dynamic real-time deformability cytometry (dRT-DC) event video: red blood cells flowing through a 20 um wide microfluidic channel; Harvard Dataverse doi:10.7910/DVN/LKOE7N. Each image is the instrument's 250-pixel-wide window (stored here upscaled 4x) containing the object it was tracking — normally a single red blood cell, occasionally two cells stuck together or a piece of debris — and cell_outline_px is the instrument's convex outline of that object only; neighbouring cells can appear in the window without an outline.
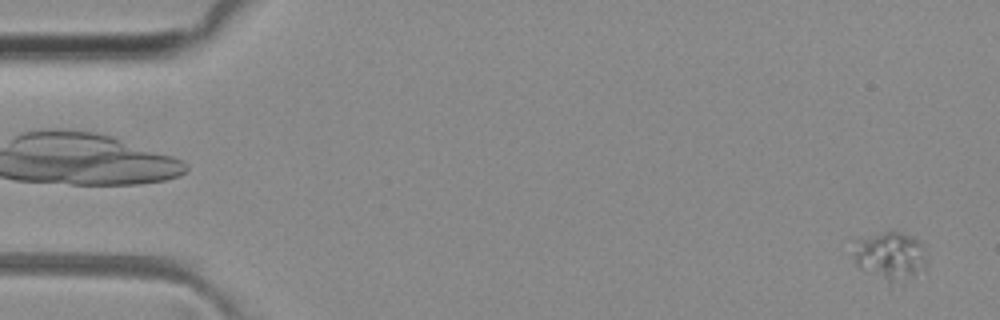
{"species": "common noctule bat (a hibernating species)", "species_latin": "Nyctalus noctula", "temperature_condition": "room temperature", "stored_images_in_passage": 51, "camera_frame_rate_fps": 3000, "um_per_image_px": 0.085, "animal": {"sex": "female", "body_mass_g": 29.2, "forearm_length_mm": 56.3}, "frame": {"image": 1, "passage_image": 2, "time_ms": 0.333, "image_size_px": [1000, 320], "cell_outline_px": [[924, 268], [888, 280], [860, 268], [856, 264], [852, 256], [852, 236], [884, 232], [900, 232], [912, 236], [924, 244]], "centroid_in_image_um": [75.5, 21.58], "position_along_channel_um": 9.5, "area_um2": 19.88}}
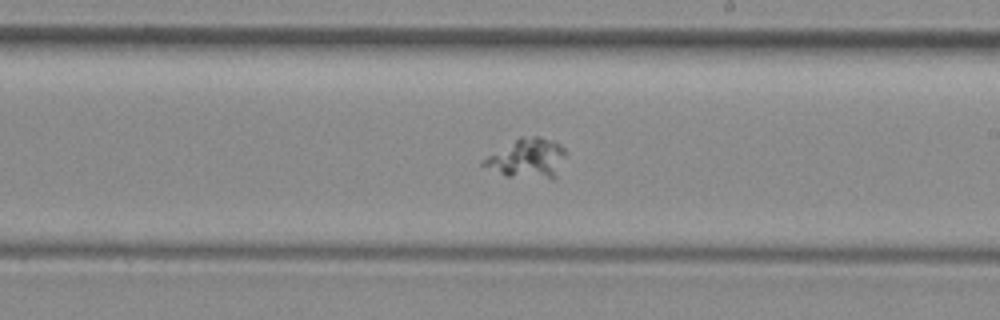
{"frame": {"image": 2, "passage_image": 30, "time_ms": 9.667, "image_size_px": [1000, 320], "cell_outline_px": [[564, 156], [556, 176], [552, 180], [504, 176], [480, 164], [480, 160], [520, 136], [540, 136], [552, 140], [560, 144], [564, 148]], "centroid_in_image_um": [44.79, 13.47], "position_along_channel_um": 244.2, "area_um2": 19.13}}
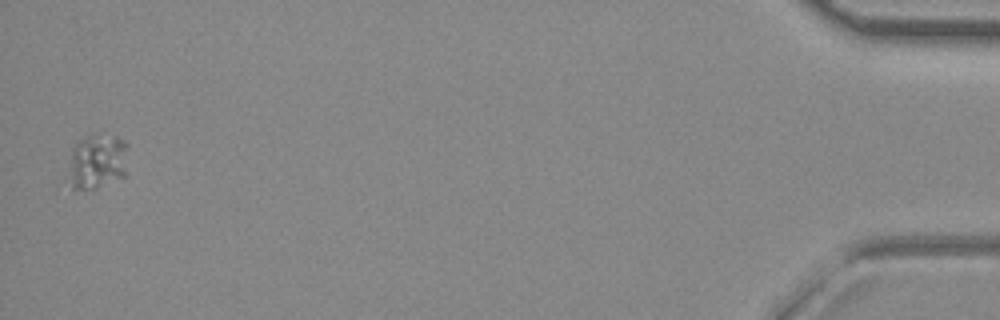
{"frame": {"image": 3, "passage_image": 51, "time_ms": 16.667, "image_size_px": [1000, 320], "cell_outline_px": [[128, 144], [124, 176], [96, 188], [72, 192], [64, 184], [72, 148], [80, 140], [96, 132], [116, 136], [124, 140]], "centroid_in_image_um": [8.17, 13.77], "position_along_channel_um": 427.0, "area_um2": 20.17}}